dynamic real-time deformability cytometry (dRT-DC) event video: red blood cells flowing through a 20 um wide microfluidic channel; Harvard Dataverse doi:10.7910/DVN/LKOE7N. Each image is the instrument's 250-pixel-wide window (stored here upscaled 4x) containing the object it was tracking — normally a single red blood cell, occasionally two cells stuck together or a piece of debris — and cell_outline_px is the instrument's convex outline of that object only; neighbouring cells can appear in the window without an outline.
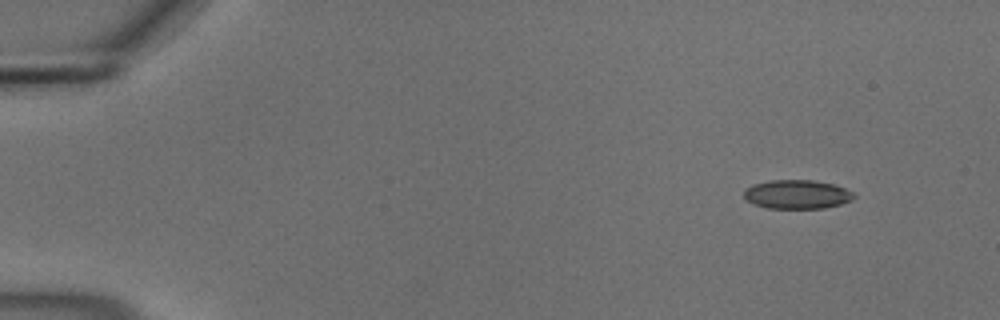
{"species": "common noctule bat (a hibernating species)", "species_latin": "Nyctalus noctula", "temperature_condition": "cold", "stored_images_in_passage": 51, "camera_frame_rate_fps": 3000, "um_per_image_px": 0.085, "animal": {"sex": "male", "body_mass_g": 18.8}, "frame": {"image": 1, "passage_image": 1, "time_ms": 0.0, "image_size_px": [1000, 320], "cell_outline_px": [[856, 196], [852, 200], [840, 204], [824, 208], [768, 208], [752, 204], [744, 196], [744, 192], [752, 184], [772, 180], [812, 180], [832, 184], [844, 188], [852, 192]], "centroid_in_image_um": [67.75, 16.52], "position_along_channel_um": 17.3, "area_um2": 18.38}}
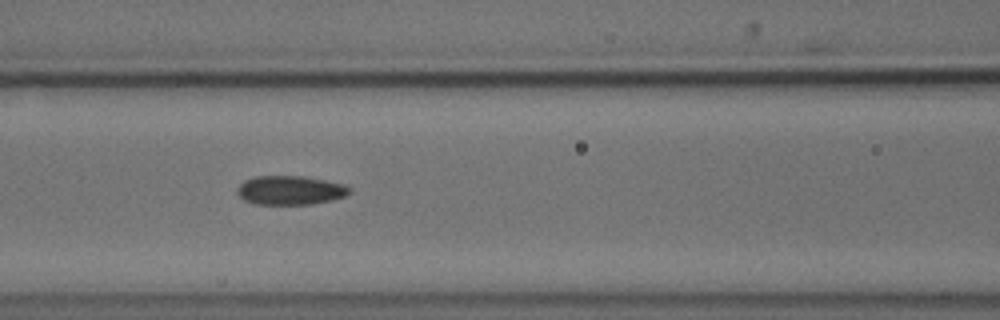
{"frame": {"image": 2, "passage_image": 20, "time_ms": 6.333, "image_size_px": [1000, 320], "cell_outline_px": [[352, 192], [348, 196], [332, 200], [312, 204], [256, 204], [244, 200], [236, 192], [236, 188], [244, 180], [256, 176], [304, 176], [344, 184], [352, 188]], "centroid_in_image_um": [24.7, 16.17], "position_along_channel_um": 141.9, "area_um2": 19.19}}
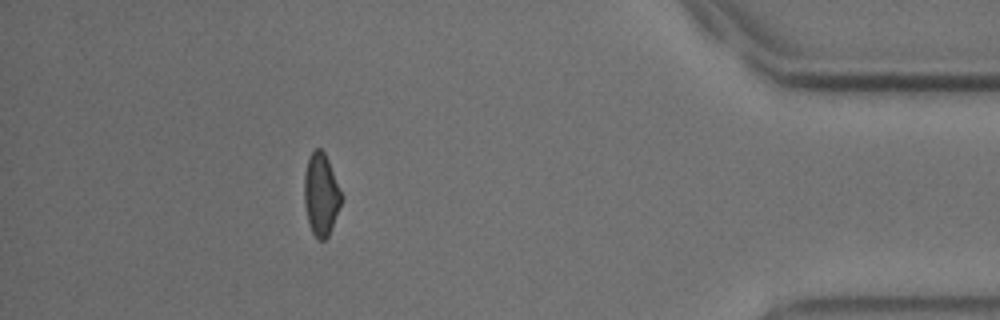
{"frame": {"image": 3, "passage_image": 45, "time_ms": 14.667, "image_size_px": [1000, 320], "cell_outline_px": [[344, 196], [328, 236], [324, 240], [320, 240], [312, 232], [308, 224], [304, 204], [304, 172], [308, 156], [316, 148], [320, 148], [324, 152], [328, 160]], "centroid_in_image_um": [27.28, 16.51], "position_along_channel_um": 407.9, "area_um2": 17.98}}